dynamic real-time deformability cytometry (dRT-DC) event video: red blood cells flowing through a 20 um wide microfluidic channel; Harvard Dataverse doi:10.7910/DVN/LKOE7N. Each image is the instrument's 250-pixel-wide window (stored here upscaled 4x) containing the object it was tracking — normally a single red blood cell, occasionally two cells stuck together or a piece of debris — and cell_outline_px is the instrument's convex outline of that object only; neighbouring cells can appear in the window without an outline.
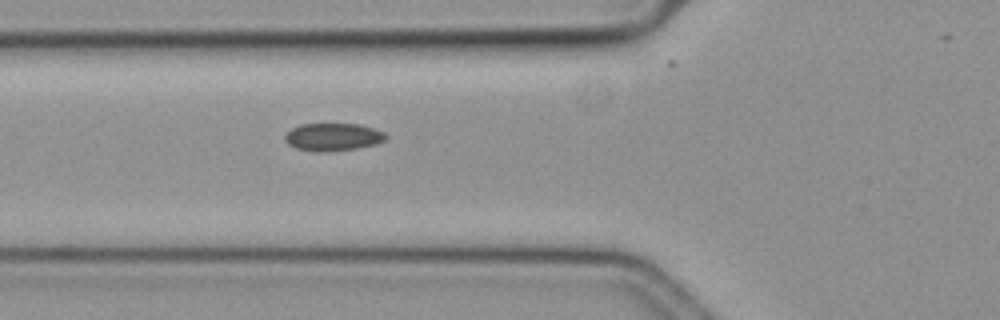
{"species": "common noctule bat (a hibernating species)", "species_latin": "Nyctalus noctula", "temperature_condition": "cold", "stored_images_in_passage": 32, "camera_frame_rate_fps": 3000, "um_per_image_px": 0.085, "animal": {"sex": "female", "body_mass_g": 19.3, "forearm_length_mm": 54.1}, "frame": {"image": 1, "passage_image": 2, "time_ms": 0.333, "image_size_px": [1000, 320], "cell_outline_px": [[388, 136], [384, 140], [376, 144], [356, 148], [320, 152], [316, 152], [296, 148], [288, 144], [284, 140], [284, 136], [292, 128], [300, 124], [360, 124], [384, 132]], "centroid_in_image_um": [28.28, 11.64], "position_along_channel_um": 97.5, "area_um2": 16.18}}
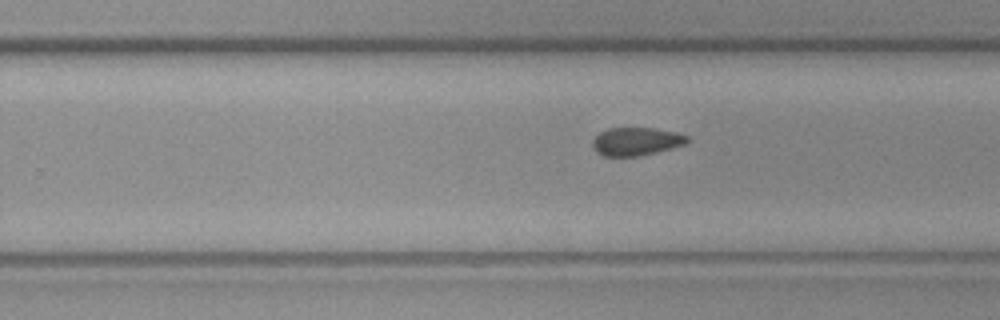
{"frame": {"image": 2, "passage_image": 17, "time_ms": 5.333, "image_size_px": [1000, 320], "cell_outline_px": [[688, 144], [640, 156], [604, 156], [596, 152], [592, 144], [592, 140], [600, 132], [608, 128], [652, 128], [676, 132], [688, 136]], "centroid_in_image_um": [54.08, 12.02], "position_along_channel_um": 275.7, "area_um2": 15.55}}
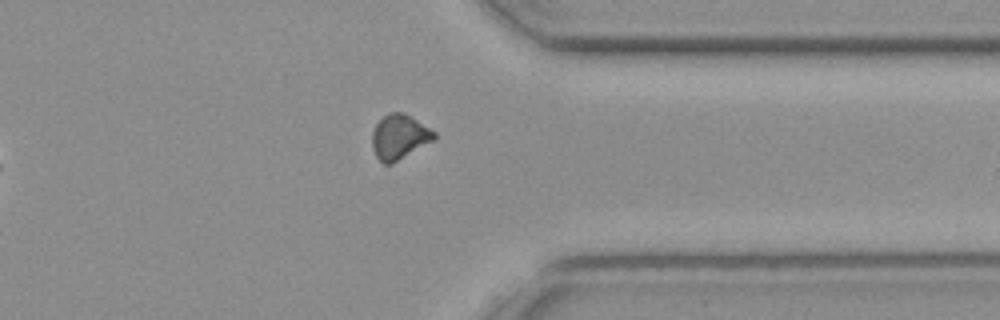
{"frame": {"image": 3, "passage_image": 26, "time_ms": 8.333, "image_size_px": [1000, 320], "cell_outline_px": [[436, 140], [392, 164], [384, 164], [376, 156], [372, 148], [372, 132], [376, 124], [384, 116], [392, 112], [400, 112], [416, 120], [436, 132]], "centroid_in_image_um": [33.96, 11.67], "position_along_channel_um": 377.4, "area_um2": 16.13}}